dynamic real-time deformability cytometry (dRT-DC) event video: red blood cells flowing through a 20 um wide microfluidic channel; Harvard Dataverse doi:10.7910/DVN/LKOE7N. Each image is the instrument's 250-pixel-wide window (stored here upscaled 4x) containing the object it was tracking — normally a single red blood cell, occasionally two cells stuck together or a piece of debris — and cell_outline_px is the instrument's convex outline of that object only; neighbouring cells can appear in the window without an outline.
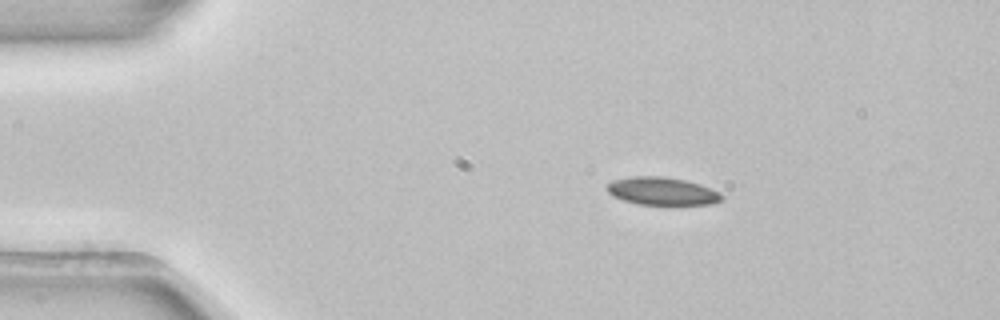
{"species": "common noctule bat (a hibernating species)", "species_latin": "Nyctalus noctula", "temperature_condition": "room temperature", "stored_images_in_passage": 2, "camera_frame_rate_fps": 3000, "um_per_image_px": 0.085, "animal": {"sex": "female", "body_mass_g": 22.7, "forearm_length_mm": 54.2}, "frame": {"image": 1, "passage_image": 1, "time_ms": 0.0, "image_size_px": [1000, 320], "cell_outline_px": [[724, 200], [712, 204], [672, 208], [668, 208], [636, 204], [612, 196], [604, 188], [612, 180], [632, 176], [664, 176], [684, 180], [700, 184], [720, 192], [724, 196]], "centroid_in_image_um": [56.33, 16.31], "position_along_channel_um": 28.7, "area_um2": 19.88}}